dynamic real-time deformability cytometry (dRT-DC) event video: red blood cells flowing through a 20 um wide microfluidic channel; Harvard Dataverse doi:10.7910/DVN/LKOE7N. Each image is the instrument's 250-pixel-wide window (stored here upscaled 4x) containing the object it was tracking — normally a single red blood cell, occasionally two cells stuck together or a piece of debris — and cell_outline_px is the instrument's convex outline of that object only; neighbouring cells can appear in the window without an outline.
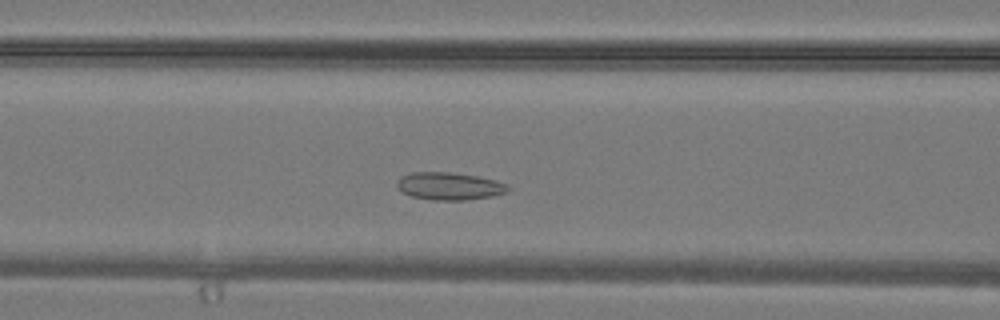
{"species": "common noctule bat (a hibernating species)", "species_latin": "Nyctalus noctula", "temperature_condition": "warm", "stored_images_in_passage": 23, "camera_frame_rate_fps": 3000, "um_per_image_px": 0.085, "animal": {"sex": "male", "body_mass_g": 19.2, "forearm_length_mm": 51.8}, "frame": {"image": 1, "passage_image": 8, "time_ms": 2.333, "image_size_px": [1000, 320], "cell_outline_px": [[512, 188], [508, 192], [492, 196], [464, 200], [432, 200], [412, 196], [404, 192], [396, 184], [396, 180], [400, 176], [412, 172], [452, 172], [476, 176], [496, 180], [508, 184]], "centroid_in_image_um": [38.23, 15.81], "position_along_channel_um": 128.4, "area_um2": 17.92}}
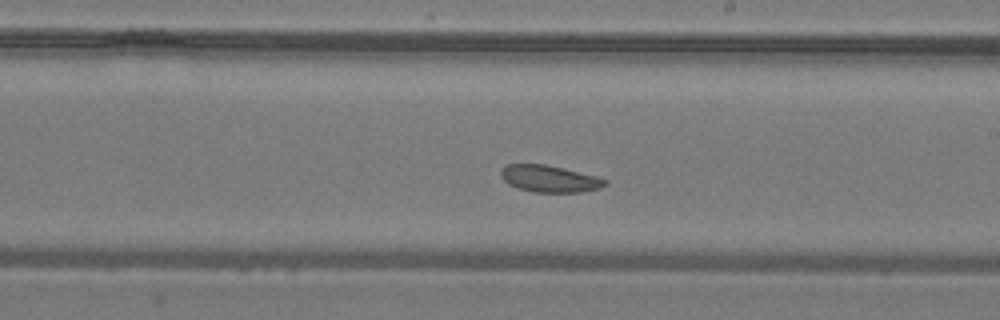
{"frame": {"image": 2, "passage_image": 14, "time_ms": 4.333, "image_size_px": [1000, 320], "cell_outline_px": [[608, 184], [600, 188], [580, 192], [536, 192], [516, 188], [508, 184], [500, 176], [500, 168], [508, 164], [544, 164], [596, 176], [608, 180]], "centroid_in_image_um": [46.68, 15.19], "position_along_channel_um": 242.3, "area_um2": 16.3}}
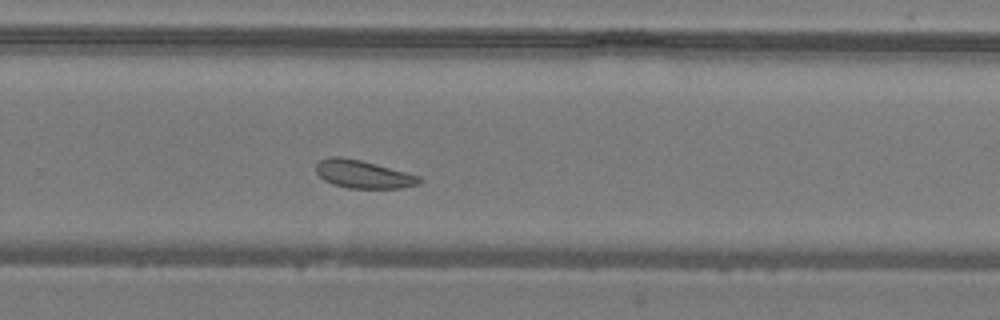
{"frame": {"image": 3, "passage_image": 17, "time_ms": 5.333, "image_size_px": [1000, 320], "cell_outline_px": [[424, 180], [420, 184], [400, 188], [348, 188], [332, 184], [324, 180], [316, 172], [316, 164], [320, 160], [328, 156], [340, 156], [360, 160], [376, 164], [420, 176]], "centroid_in_image_um": [30.87, 14.81], "position_along_channel_um": 298.9, "area_um2": 16.88}}